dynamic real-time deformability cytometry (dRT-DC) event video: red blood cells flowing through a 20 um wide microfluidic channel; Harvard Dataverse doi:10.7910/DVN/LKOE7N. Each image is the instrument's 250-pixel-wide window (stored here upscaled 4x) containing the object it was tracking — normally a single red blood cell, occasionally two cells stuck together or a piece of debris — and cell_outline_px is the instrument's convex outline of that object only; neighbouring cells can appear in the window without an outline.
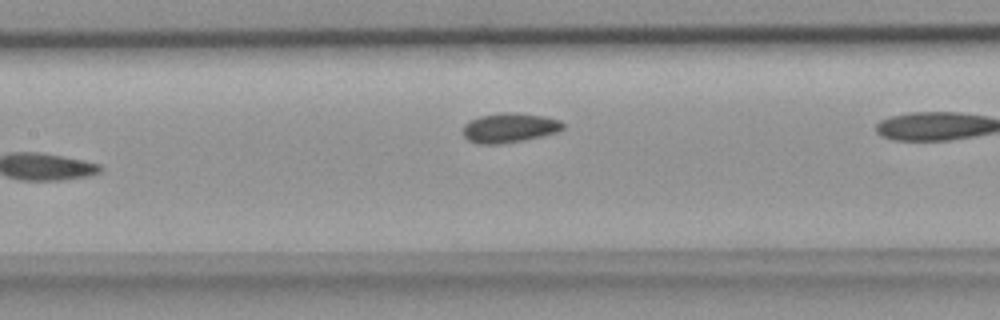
{"species": "common noctule bat (a hibernating species)", "species_latin": "Nyctalus noctula", "temperature_condition": "room temperature", "stored_images_in_passage": 7, "camera_frame_rate_fps": 3000, "um_per_image_px": 0.085, "animal": {"sex": "female", "body_mass_g": 18.4}, "frame": {"image": 1, "passage_image": 6, "time_ms": 1.667, "image_size_px": [1000, 320], "cell_outline_px": [[564, 128], [556, 132], [540, 136], [500, 144], [476, 144], [468, 140], [464, 136], [464, 124], [468, 120], [480, 116], [500, 112], [516, 112], [544, 116], [560, 120], [564, 124]], "centroid_in_image_um": [43.27, 10.85], "position_along_channel_um": 164.1, "area_um2": 17.22}}